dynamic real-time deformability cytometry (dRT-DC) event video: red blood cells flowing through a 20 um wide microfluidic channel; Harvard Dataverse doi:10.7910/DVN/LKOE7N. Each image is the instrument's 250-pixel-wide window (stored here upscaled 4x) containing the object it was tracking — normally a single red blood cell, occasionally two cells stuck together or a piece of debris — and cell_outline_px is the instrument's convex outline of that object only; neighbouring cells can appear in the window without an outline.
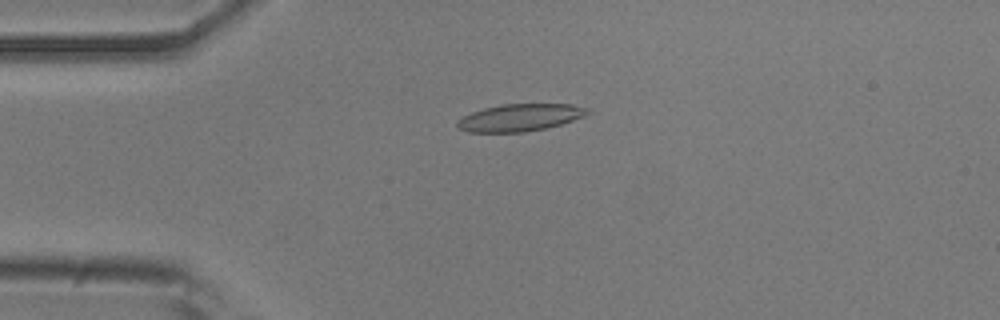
{"species": "common noctule bat (a hibernating species)", "species_latin": "Nyctalus noctula", "temperature_condition": "room temperature", "stored_images_in_passage": 45, "camera_frame_rate_fps": 3000, "um_per_image_px": 0.085, "animal": {"sex": "male", "body_mass_g": 20.5, "forearm_length_mm": 52.5}, "frame": {"image": 1, "passage_image": 4, "time_ms": 1.0, "image_size_px": [1000, 320], "cell_outline_px": [[592, 112], [584, 116], [548, 128], [524, 132], [468, 132], [456, 128], [456, 120], [472, 112], [484, 108], [500, 104], [572, 104], [588, 108]], "centroid_in_image_um": [44.18, 9.99], "position_along_channel_um": 40.8, "area_um2": 20.81}}
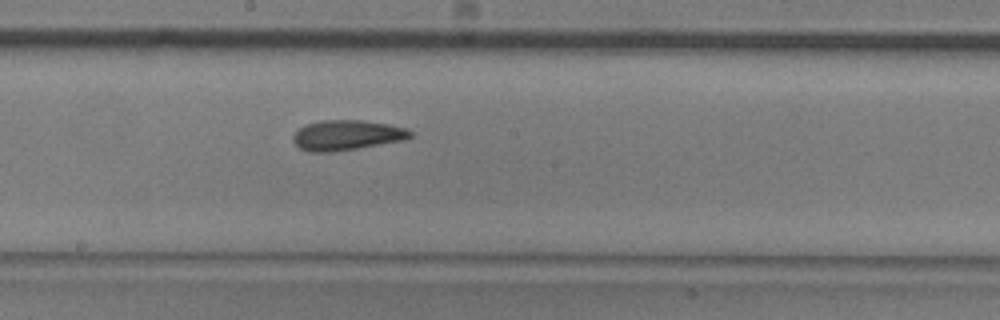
{"frame": {"image": 2, "passage_image": 20, "time_ms": 6.333, "image_size_px": [1000, 320], "cell_outline_px": [[412, 136], [408, 140], [332, 152], [308, 152], [300, 148], [292, 140], [292, 136], [304, 124], [320, 120], [364, 120], [388, 124], [408, 128], [412, 132]], "centroid_in_image_um": [29.5, 11.48], "position_along_channel_um": 218.7, "area_um2": 20.87}}
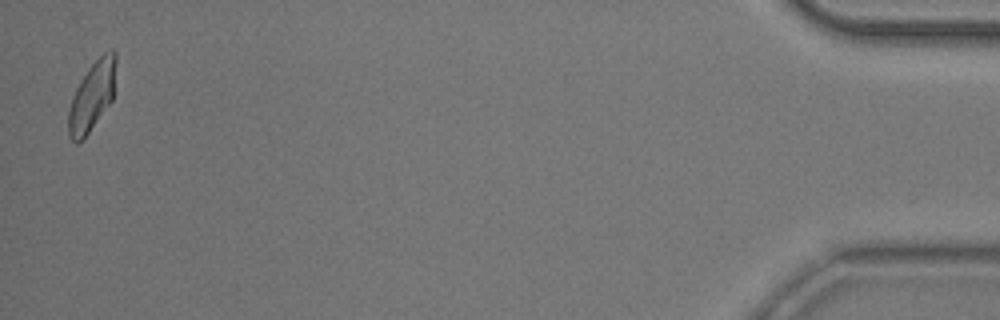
{"frame": {"image": 3, "passage_image": 44, "time_ms": 14.333, "image_size_px": [1000, 320], "cell_outline_px": [[116, 60], [112, 100], [88, 132], [76, 144], [68, 136], [68, 112], [72, 96], [76, 88], [88, 68], [108, 48], [112, 48], [116, 52]], "centroid_in_image_um": [7.82, 8.13], "position_along_channel_um": 427.4, "area_um2": 18.84}, "authors_computed_cell_mechanics": {"area_um2": 19.941, "velocity_mm_per_s": 3.7722, "shape_relaxation_time_tau1_ms": null, "shape_relaxation_time_tau2_ms": 4.0482, "deformation_change_tau1": null, "deformation_change_tau2": 0.1119}}